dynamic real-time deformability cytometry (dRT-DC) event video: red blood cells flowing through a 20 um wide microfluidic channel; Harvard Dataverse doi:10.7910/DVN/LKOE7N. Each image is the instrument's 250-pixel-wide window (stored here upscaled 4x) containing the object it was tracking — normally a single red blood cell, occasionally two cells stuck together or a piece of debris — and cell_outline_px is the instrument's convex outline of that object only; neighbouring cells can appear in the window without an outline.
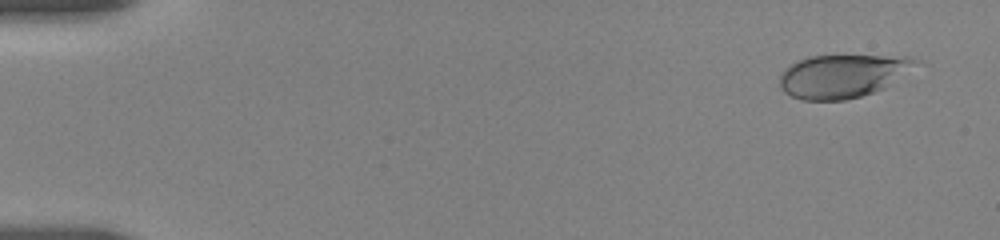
{"species": "human", "species_latin": "Homo sapiens", "temperature_condition": "room temperature", "stored_images_in_passage": 21, "camera_frame_rate_fps": 3000, "um_per_image_px": 0.085, "donor": {"sex": "female"}, "frame": {"image": 1, "passage_image": 2, "time_ms": 0.667, "image_size_px": [1000, 240], "cell_outline_px": [[920, 60], [884, 88], [860, 96], [844, 100], [804, 100], [792, 96], [784, 92], [780, 88], [780, 76], [784, 68], [796, 60], [808, 56], [912, 56]], "centroid_in_image_um": [71.54, 6.45], "position_along_channel_um": 13.5, "area_um2": 33.87}}
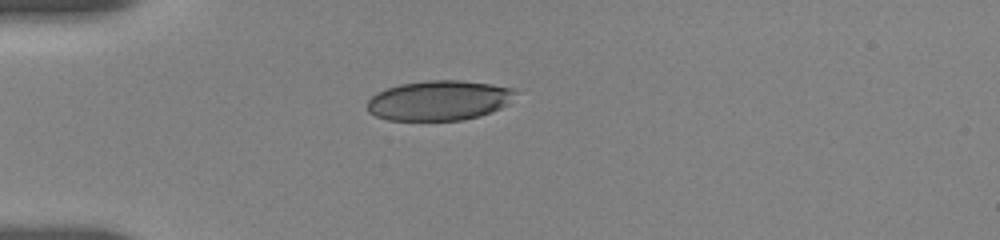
{"frame": {"image": 2, "passage_image": 14, "time_ms": 4.667, "image_size_px": [1000, 240], "cell_outline_px": [[520, 92], [508, 104], [492, 112], [480, 116], [460, 120], [388, 120], [376, 116], [368, 112], [368, 100], [376, 92], [384, 88], [400, 84], [424, 80], [460, 80], [492, 84], [516, 88]], "centroid_in_image_um": [37.36, 8.52], "position_along_channel_um": 47.6, "area_um2": 34.97}}
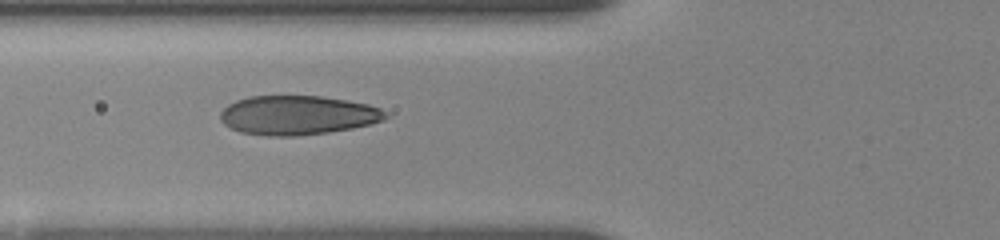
{"frame": {"image": 3, "passage_image": 20, "time_ms": 6.667, "image_size_px": [1000, 240], "cell_outline_px": [[388, 116], [384, 120], [352, 128], [328, 132], [296, 136], [268, 136], [240, 132], [224, 124], [220, 120], [220, 112], [228, 104], [236, 100], [248, 96], [320, 96], [368, 104], [380, 108], [388, 112]], "centroid_in_image_um": [25.28, 9.79], "position_along_channel_um": 100.5, "area_um2": 37.74}}